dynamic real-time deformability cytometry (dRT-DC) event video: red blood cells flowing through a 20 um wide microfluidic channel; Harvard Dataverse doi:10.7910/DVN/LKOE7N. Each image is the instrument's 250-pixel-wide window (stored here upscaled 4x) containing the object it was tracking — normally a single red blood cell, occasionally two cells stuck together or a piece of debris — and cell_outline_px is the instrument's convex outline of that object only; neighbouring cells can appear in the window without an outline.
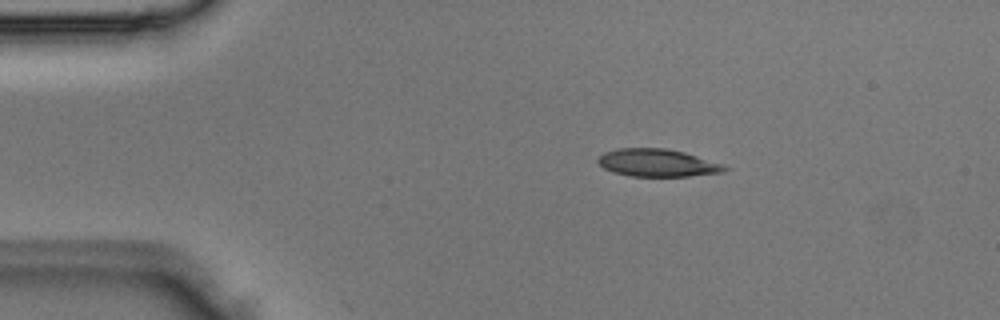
{"species": "Egyptian fruit bat (a non-hibernating species)", "species_latin": "Rousettus aegyptiacus", "temperature_condition": "room temperature", "stored_images_in_passage": 2, "camera_frame_rate_fps": 3000, "um_per_image_px": 0.085, "animal": {"sex": "male"}, "frame": {"image": 1, "passage_image": 1, "time_ms": 0.0, "image_size_px": [1000, 320], "cell_outline_px": [[728, 168], [724, 172], [688, 176], [628, 176], [612, 172], [604, 168], [596, 160], [604, 152], [616, 148], [664, 148], [684, 152], [724, 164]], "centroid_in_image_um": [55.87, 13.84], "position_along_channel_um": 29.1, "area_um2": 20.4}}